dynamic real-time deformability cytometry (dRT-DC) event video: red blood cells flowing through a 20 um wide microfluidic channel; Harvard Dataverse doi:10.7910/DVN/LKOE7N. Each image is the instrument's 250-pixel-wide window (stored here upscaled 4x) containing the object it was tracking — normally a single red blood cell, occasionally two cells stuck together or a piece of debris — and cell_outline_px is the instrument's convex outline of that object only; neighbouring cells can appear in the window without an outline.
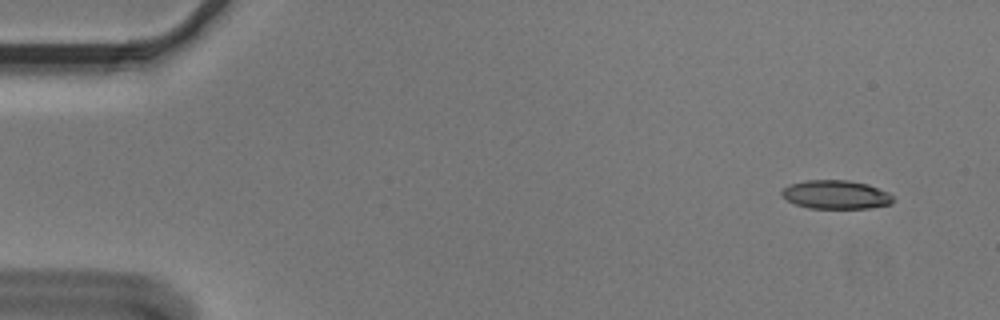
{"species": "Egyptian fruit bat (a non-hibernating species)", "species_latin": "Rousettus aegyptiacus", "temperature_condition": "cold", "stored_images_in_passage": 4, "camera_frame_rate_fps": 3000, "um_per_image_px": 0.085, "animal": {"sex": "male"}, "frame": {"image": 1, "passage_image": 1, "time_ms": 0.0, "image_size_px": [1000, 320], "cell_outline_px": [[896, 200], [892, 204], [868, 208], [808, 208], [796, 204], [780, 196], [780, 192], [788, 184], [804, 180], [848, 180], [868, 184], [888, 192]], "centroid_in_image_um": [71.04, 16.54], "position_along_channel_um": 14.0, "area_um2": 18.79}}
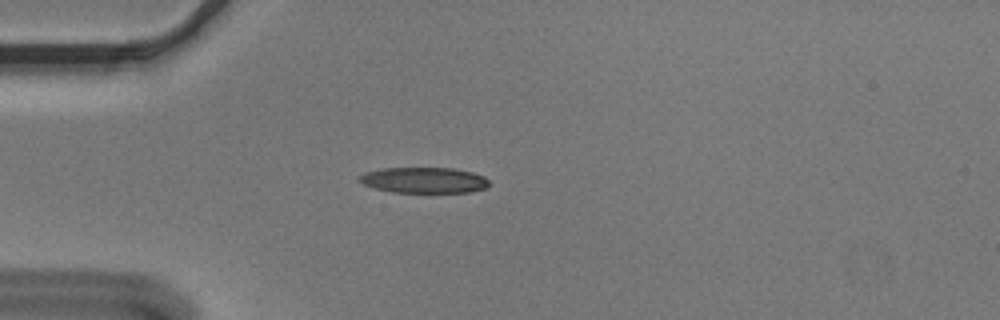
{"frame": {"image": 2, "passage_image": 4, "time_ms": 1.0, "image_size_px": [1000, 320], "cell_outline_px": [[488, 188], [472, 192], [392, 192], [376, 188], [364, 184], [356, 180], [364, 172], [384, 168], [452, 168], [472, 172], [484, 176], [488, 180]], "centroid_in_image_um": [36.05, 15.31], "position_along_channel_um": 48.9, "area_um2": 19.48}}